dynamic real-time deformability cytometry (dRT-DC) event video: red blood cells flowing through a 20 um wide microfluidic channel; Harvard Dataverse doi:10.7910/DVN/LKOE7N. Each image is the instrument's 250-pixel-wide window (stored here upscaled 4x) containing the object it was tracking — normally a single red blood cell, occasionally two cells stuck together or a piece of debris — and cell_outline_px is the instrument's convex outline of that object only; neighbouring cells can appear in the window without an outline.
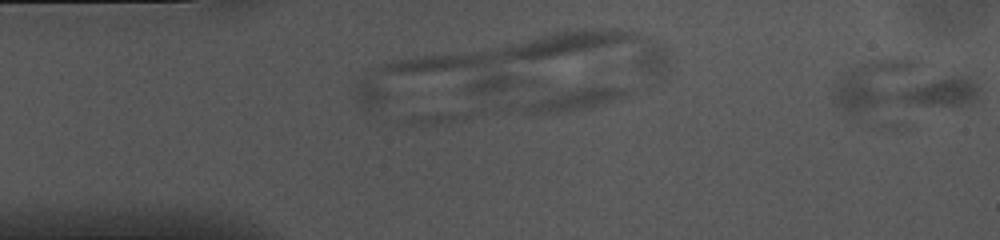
{"species": "common noctule bat (a hibernating species)", "species_latin": "Nyctalus noctula", "temperature_condition": "cold", "stored_images_in_passage": 4, "camera_frame_rate_fps": 3000, "um_per_image_px": 0.085, "animal": {"sex": "female", "body_mass_g": 10.0, "forearm_length_mm": 53.1}, "frame": {"image": 1, "passage_image": 4, "time_ms": 1.0, "image_size_px": [1000, 240], "cell_outline_px": [[980, 92], [976, 104], [920, 104], [896, 100], [892, 96], [904, 88], [912, 84], [960, 72], [976, 76], [980, 88]], "centroid_in_image_um": [80.13, 7.71], "position_along_channel_um": 4.9, "area_um2": 14.51}}